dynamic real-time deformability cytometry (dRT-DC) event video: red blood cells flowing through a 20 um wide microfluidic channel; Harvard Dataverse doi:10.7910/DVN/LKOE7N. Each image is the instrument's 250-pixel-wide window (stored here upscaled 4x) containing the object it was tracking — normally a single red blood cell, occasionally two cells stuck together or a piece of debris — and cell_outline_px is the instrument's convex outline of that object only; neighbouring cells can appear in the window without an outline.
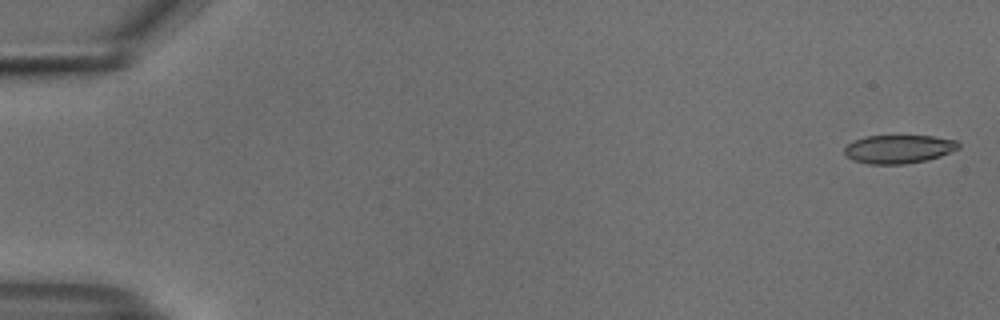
{"species": "common noctule bat (a hibernating species)", "species_latin": "Nyctalus noctula", "temperature_condition": "cold", "stored_images_in_passage": 9, "camera_frame_rate_fps": 3000, "um_per_image_px": 0.085, "animal": {"sex": "male", "body_mass_g": 18.8}, "frame": {"image": 1, "passage_image": 2, "time_ms": 0.333, "image_size_px": [1000, 320], "cell_outline_px": [[960, 148], [940, 156], [928, 160], [904, 164], [868, 164], [852, 160], [844, 156], [844, 148], [852, 140], [864, 136], [932, 136], [956, 140], [960, 144]], "centroid_in_image_um": [76.35, 12.67], "position_along_channel_um": 8.6, "area_um2": 19.13}}